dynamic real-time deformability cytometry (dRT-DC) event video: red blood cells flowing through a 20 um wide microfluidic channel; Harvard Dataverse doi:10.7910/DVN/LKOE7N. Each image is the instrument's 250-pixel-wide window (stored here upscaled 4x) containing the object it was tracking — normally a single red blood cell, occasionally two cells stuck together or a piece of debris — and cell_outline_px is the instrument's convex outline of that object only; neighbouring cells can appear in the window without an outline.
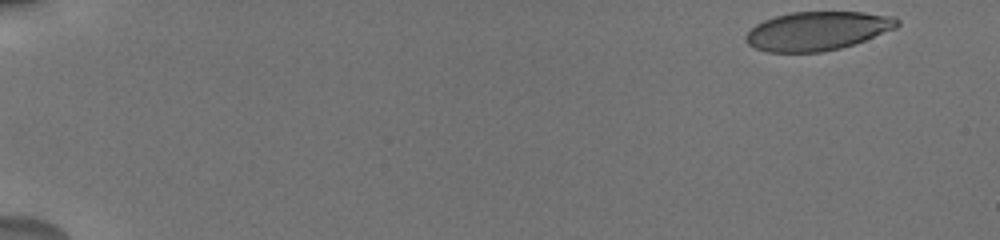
{"species": "human", "species_latin": "Homo sapiens", "temperature_condition": "cold", "stored_images_in_passage": 67, "camera_frame_rate_fps": 3000, "um_per_image_px": 0.085, "donor": {"sex": "male"}, "frame": {"image": 1, "passage_image": 1, "time_ms": 0.0, "image_size_px": [1000, 240], "cell_outline_px": [[900, 24], [896, 28], [864, 40], [840, 48], [820, 52], [768, 52], [756, 48], [748, 44], [744, 40], [744, 36], [756, 24], [764, 20], [776, 16], [792, 12], [864, 12], [896, 16], [900, 20]], "centroid_in_image_um": [69.49, 2.62], "position_along_channel_um": 15.5, "area_um2": 34.16}}
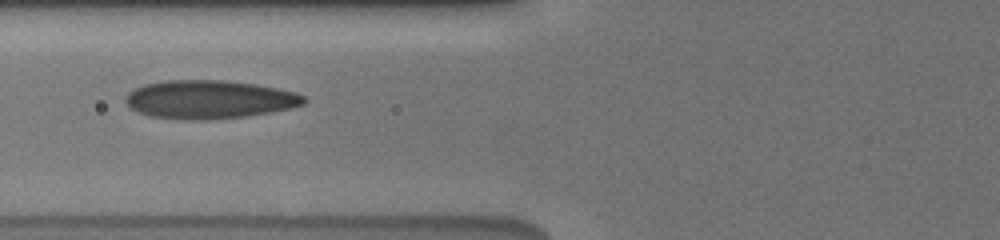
{"frame": {"image": 2, "passage_image": 36, "time_ms": 6.667, "image_size_px": [1000, 240], "cell_outline_px": [[308, 100], [304, 104], [288, 108], [248, 116], [208, 120], [176, 120], [148, 116], [132, 108], [124, 100], [128, 92], [144, 84], [168, 80], [224, 80], [256, 84], [296, 92], [304, 96]], "centroid_in_image_um": [17.78, 8.46], "position_along_channel_um": 108.0, "area_um2": 40.06}}
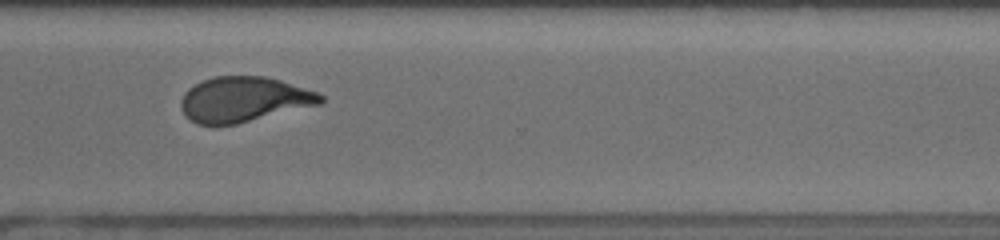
{"frame": {"image": 3, "passage_image": 66, "time_ms": 13.0, "image_size_px": [1000, 240], "cell_outline_px": [[324, 100], [320, 104], [236, 124], [196, 124], [180, 108], [180, 100], [184, 92], [188, 88], [204, 80], [216, 76], [264, 76], [280, 80], [316, 92], [324, 96]], "centroid_in_image_um": [20.71, 8.44], "position_along_channel_um": 349.9, "area_um2": 36.36}}